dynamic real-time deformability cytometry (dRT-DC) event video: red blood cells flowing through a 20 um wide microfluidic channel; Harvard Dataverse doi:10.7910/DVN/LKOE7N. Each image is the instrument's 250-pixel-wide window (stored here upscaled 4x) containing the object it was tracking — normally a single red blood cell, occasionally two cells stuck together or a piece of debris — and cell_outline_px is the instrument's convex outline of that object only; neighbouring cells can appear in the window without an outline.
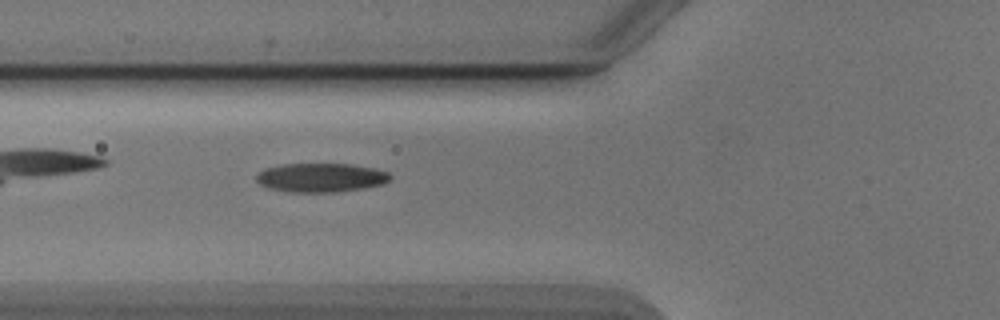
{"species": "Egyptian fruit bat (a non-hibernating species)", "species_latin": "Rousettus aegyptiacus", "temperature_condition": "cold", "stored_images_in_passage": 36, "camera_frame_rate_fps": 3000, "um_per_image_px": 0.085, "animal": {"sex": "male"}, "frame": {"image": 1, "passage_image": 3, "time_ms": 0.667, "image_size_px": [1000, 320], "cell_outline_px": [[392, 176], [384, 184], [364, 188], [336, 192], [288, 192], [268, 188], [260, 184], [256, 180], [256, 176], [264, 168], [284, 164], [352, 164], [376, 168], [388, 172]], "centroid_in_image_um": [27.29, 15.1], "position_along_channel_um": 98.5, "area_um2": 22.72}}
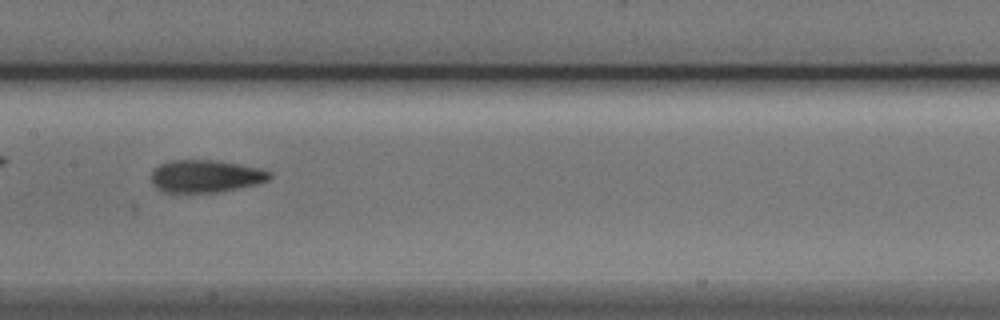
{"frame": {"image": 2, "passage_image": 10, "time_ms": 3.0, "image_size_px": [1000, 320], "cell_outline_px": [[272, 176], [268, 180], [256, 184], [220, 192], [164, 192], [156, 188], [152, 184], [152, 172], [160, 164], [172, 160], [212, 160], [264, 168], [272, 172]], "centroid_in_image_um": [17.51, 14.97], "position_along_channel_um": 189.9, "area_um2": 22.43}}
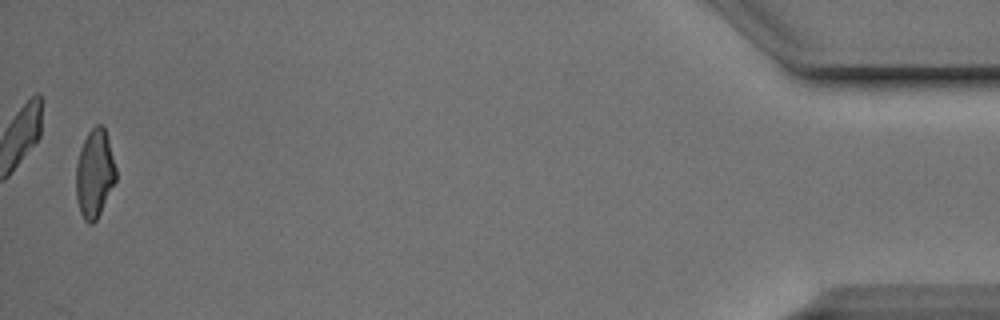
{"frame": {"image": 3, "passage_image": 35, "time_ms": 11.333, "image_size_px": [1000, 320], "cell_outline_px": [[116, 180], [96, 220], [92, 224], [88, 224], [84, 220], [80, 212], [76, 200], [76, 164], [80, 148], [88, 132], [96, 124], [100, 124], [104, 128], [108, 140], [116, 168]], "centroid_in_image_um": [8.02, 14.77], "position_along_channel_um": 427.2, "area_um2": 20.4}, "authors_computed_cell_mechanics": {"area_um2": 21.8195, "velocity_mm_per_s": 3.893, "shape_relaxation_time_tau1_ms": 3.6499, "shape_relaxation_time_tau2_ms": 1.8783, "deformation_change_tau1": 0.1435, "deformation_change_tau2": 0.0899}}